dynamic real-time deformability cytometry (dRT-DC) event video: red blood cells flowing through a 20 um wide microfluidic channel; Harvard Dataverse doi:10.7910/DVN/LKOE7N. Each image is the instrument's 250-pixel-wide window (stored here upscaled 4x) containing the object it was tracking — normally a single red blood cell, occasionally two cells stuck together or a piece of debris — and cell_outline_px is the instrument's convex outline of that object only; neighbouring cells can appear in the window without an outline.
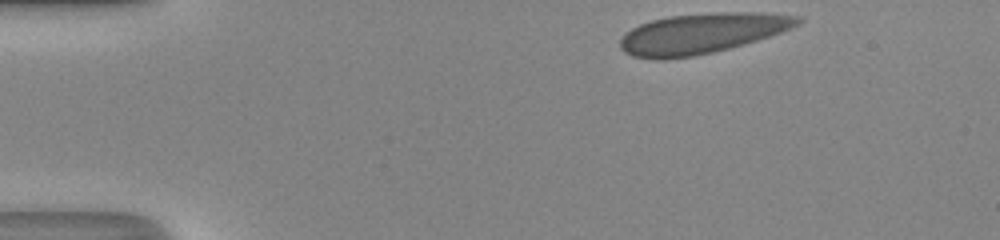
{"species": "human", "species_latin": "Homo sapiens", "temperature_condition": "room temperature", "stored_images_in_passage": 33, "camera_frame_rate_fps": 3000, "um_per_image_px": 0.085, "donor": {"sex": "male"}, "frame": {"image": 1, "passage_image": 1, "time_ms": 0.0, "image_size_px": [1000, 240], "cell_outline_px": [[800, 20], [796, 24], [780, 32], [768, 36], [728, 48], [712, 52], [692, 56], [632, 56], [624, 52], [620, 48], [620, 40], [632, 28], [640, 24], [652, 20], [668, 16], [720, 12], [748, 12], [796, 16]], "centroid_in_image_um": [59.62, 2.8], "position_along_channel_um": 25.4, "area_um2": 39.88}}
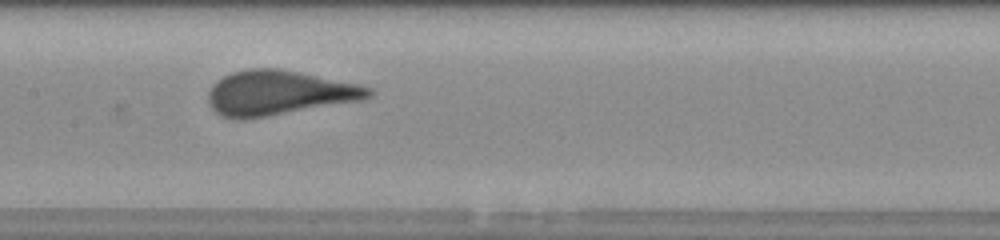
{"frame": {"image": 2, "passage_image": 18, "time_ms": 5.667, "image_size_px": [1000, 240], "cell_outline_px": [[372, 96], [360, 100], [240, 120], [224, 116], [216, 112], [212, 108], [208, 100], [208, 92], [212, 84], [216, 80], [232, 72], [248, 68], [276, 68], [300, 72], [356, 84], [372, 88]], "centroid_in_image_um": [23.64, 7.88], "position_along_channel_um": 183.8, "area_um2": 41.1}}
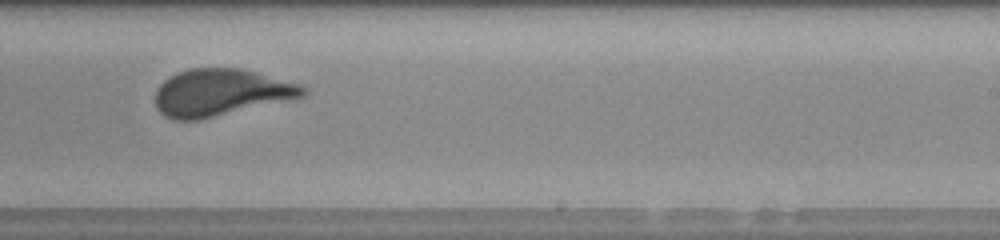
{"frame": {"image": 3, "passage_image": 24, "time_ms": 7.667, "image_size_px": [1000, 240], "cell_outline_px": [[308, 92], [304, 96], [200, 120], [176, 120], [164, 116], [156, 108], [156, 92], [160, 84], [164, 80], [176, 72], [188, 68], [240, 68], [300, 84], [308, 88]], "centroid_in_image_um": [18.74, 7.86], "position_along_channel_um": 270.3, "area_um2": 40.34}, "authors_computed_cell_mechanics": {"area_um2": 40.2866, "velocity_mm_per_s": 4.3357, "shape_relaxation_time_tau1_ms": 5.2577, "shape_relaxation_time_tau2_ms": null, "deformation_change_tau1": 0.1661, "deformation_change_tau2": null}}